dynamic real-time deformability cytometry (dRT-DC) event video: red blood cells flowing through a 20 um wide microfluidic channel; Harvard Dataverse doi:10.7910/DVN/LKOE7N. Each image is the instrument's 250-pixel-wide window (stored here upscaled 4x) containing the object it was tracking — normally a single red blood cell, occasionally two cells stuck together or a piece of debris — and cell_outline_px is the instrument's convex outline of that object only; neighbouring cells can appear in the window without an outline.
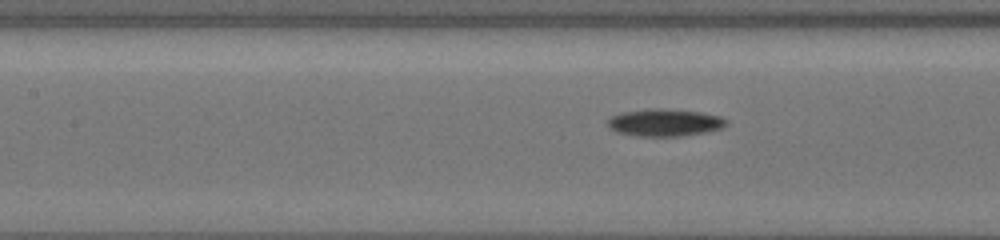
{"species": "common noctule bat (a hibernating species)", "species_latin": "Nyctalus noctula", "temperature_condition": "cold", "stored_images_in_passage": 5, "segment_of_instrument_passage": [2, 2], "camera_frame_rate_fps": 3000, "um_per_image_px": 0.085, "animal": {"sex": "female", "body_mass_g": 19.5, "forearm_length_mm": 54.1}, "frame": {"image": 1, "passage_image": 5, "time_ms": 4.333, "image_size_px": [1000, 240], "cell_outline_px": [[728, 124], [724, 128], [708, 132], [680, 136], [636, 136], [616, 132], [608, 124], [608, 120], [612, 116], [624, 112], [648, 108], [660, 108], [700, 112], [720, 116], [728, 120]], "centroid_in_image_um": [56.56, 10.42], "position_along_channel_um": 150.8, "area_um2": 18.96}}